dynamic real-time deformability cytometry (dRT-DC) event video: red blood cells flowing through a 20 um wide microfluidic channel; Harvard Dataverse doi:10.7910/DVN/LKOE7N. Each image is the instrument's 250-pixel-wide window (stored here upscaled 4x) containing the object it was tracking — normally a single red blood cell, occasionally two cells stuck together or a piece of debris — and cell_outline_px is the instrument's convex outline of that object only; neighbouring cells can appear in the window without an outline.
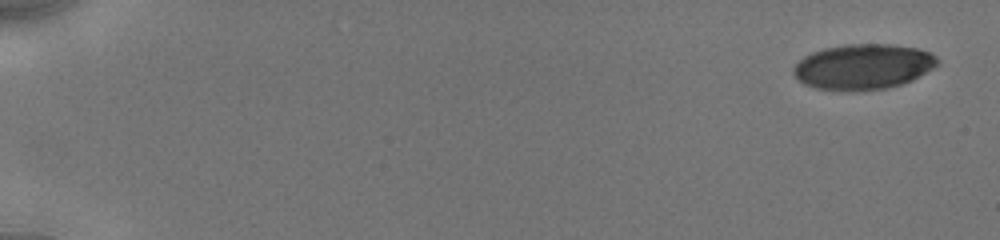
{"species": "human", "species_latin": "Homo sapiens", "temperature_condition": "cold", "stored_images_in_passage": 11, "camera_frame_rate_fps": 3000, "um_per_image_px": 0.085, "donor": {"sex": "male"}, "frame": {"image": 1, "passage_image": 1, "time_ms": 0.0, "image_size_px": [1000, 240], "cell_outline_px": [[940, 64], [912, 80], [900, 84], [884, 88], [848, 92], [816, 88], [804, 84], [792, 72], [792, 68], [804, 56], [812, 52], [824, 48], [848, 44], [892, 44], [916, 48], [928, 52], [936, 56]], "centroid_in_image_um": [73.36, 5.67], "position_along_channel_um": 11.6, "area_um2": 38.09}}
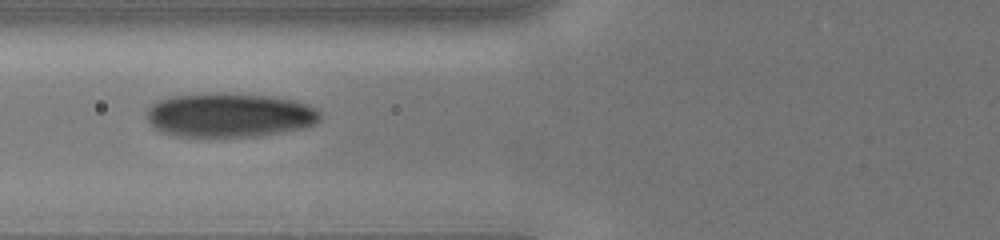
{"frame": {"image": 2, "passage_image": 7, "time_ms": 7.0, "image_size_px": [1000, 240], "cell_outline_px": [[320, 120], [316, 124], [300, 128], [260, 136], [172, 136], [160, 132], [148, 124], [148, 108], [152, 104], [160, 100], [172, 96], [208, 92], [220, 92], [272, 96], [296, 100], [308, 104], [316, 108], [320, 112]], "centroid_in_image_um": [19.5, 9.77], "position_along_channel_um": 106.3, "area_um2": 45.08}}
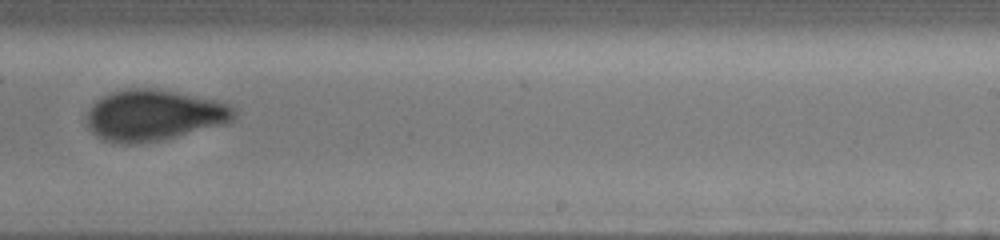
{"frame": {"image": 3, "passage_image": 11, "time_ms": 11.333, "image_size_px": [1000, 240], "cell_outline_px": [[236, 116], [228, 124], [164, 140], [136, 144], [132, 144], [104, 140], [96, 136], [88, 128], [84, 120], [88, 108], [96, 100], [112, 92], [128, 88], [156, 88], [216, 100], [232, 104], [236, 108]], "centroid_in_image_um": [13.1, 9.8], "position_along_channel_um": 275.9, "area_um2": 44.56}}